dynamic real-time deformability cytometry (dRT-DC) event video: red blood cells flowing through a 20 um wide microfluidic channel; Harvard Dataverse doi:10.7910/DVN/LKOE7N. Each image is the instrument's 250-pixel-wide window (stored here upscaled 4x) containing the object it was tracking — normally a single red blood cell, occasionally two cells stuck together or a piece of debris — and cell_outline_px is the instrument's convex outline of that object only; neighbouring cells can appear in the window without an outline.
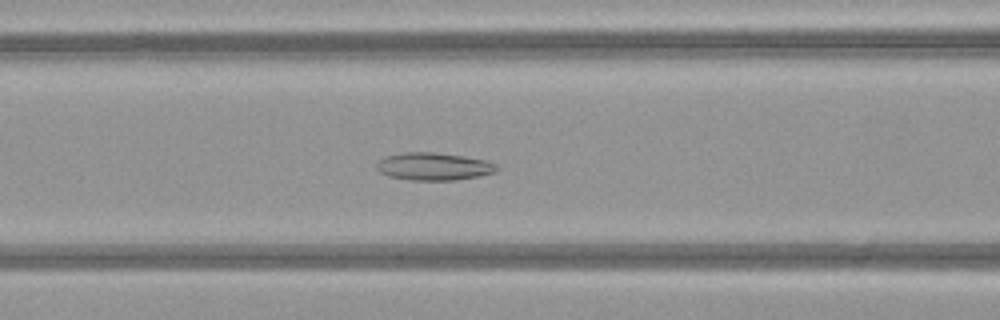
{"species": "common noctule bat (a hibernating species)", "species_latin": "Nyctalus noctula", "temperature_condition": "warm", "stored_images_in_passage": 50, "camera_frame_rate_fps": 3000, "um_per_image_px": 0.085, "animal": {"sex": "female", "body_mass_g": 21.9}, "frame": {"image": 1, "passage_image": 21, "time_ms": 6.667, "image_size_px": [1000, 320], "cell_outline_px": [[500, 168], [496, 172], [480, 176], [456, 180], [408, 180], [388, 176], [380, 172], [376, 168], [376, 164], [384, 156], [404, 152], [436, 152], [464, 156], [488, 160], [496, 164]], "centroid_in_image_um": [36.89, 14.14], "position_along_channel_um": 129.7, "area_um2": 19.65}}
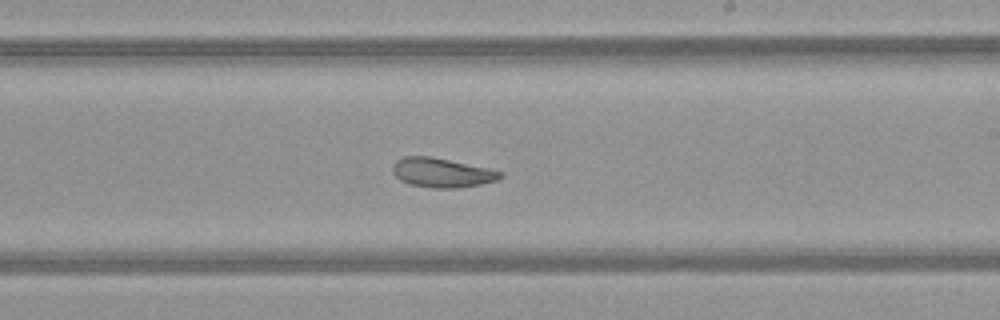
{"frame": {"image": 2, "passage_image": 30, "time_ms": 9.667, "image_size_px": [1000, 320], "cell_outline_px": [[504, 176], [496, 180], [480, 184], [456, 188], [432, 188], [412, 184], [400, 180], [392, 172], [392, 164], [396, 160], [404, 156], [432, 156], [488, 168], [504, 172]], "centroid_in_image_um": [37.55, 14.66], "position_along_channel_um": 251.4, "area_um2": 18.44}}
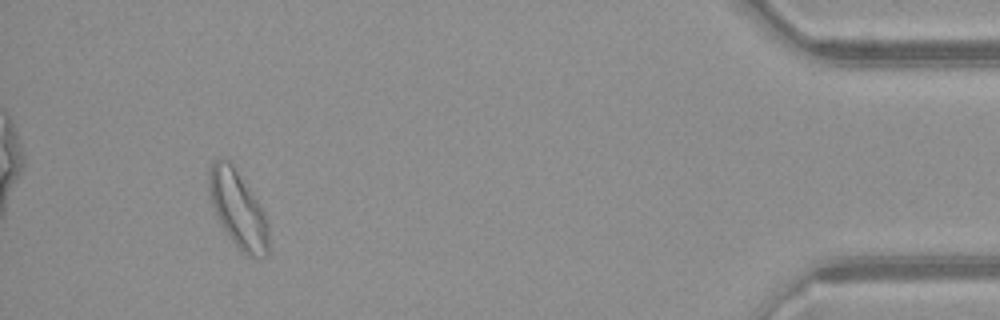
{"frame": {"image": 3, "passage_image": 47, "time_ms": 15.333, "image_size_px": [1000, 320], "cell_outline_px": [[268, 252], [264, 256], [248, 256], [228, 236], [220, 224], [216, 216], [208, 196], [208, 168], [220, 156], [232, 160], [260, 204], [264, 212], [268, 224]], "centroid_in_image_um": [20.19, 17.68], "position_along_channel_um": 415.0, "area_um2": 27.17}, "authors_computed_cell_mechanics": {"area_um2": 23.0622, "velocity_mm_per_s": 4.0588, "shape_relaxation_time_tau1_ms": null, "shape_relaxation_time_tau2_ms": 5.7691, "deformation_change_tau1": null, "deformation_change_tau2": 0.1438}}